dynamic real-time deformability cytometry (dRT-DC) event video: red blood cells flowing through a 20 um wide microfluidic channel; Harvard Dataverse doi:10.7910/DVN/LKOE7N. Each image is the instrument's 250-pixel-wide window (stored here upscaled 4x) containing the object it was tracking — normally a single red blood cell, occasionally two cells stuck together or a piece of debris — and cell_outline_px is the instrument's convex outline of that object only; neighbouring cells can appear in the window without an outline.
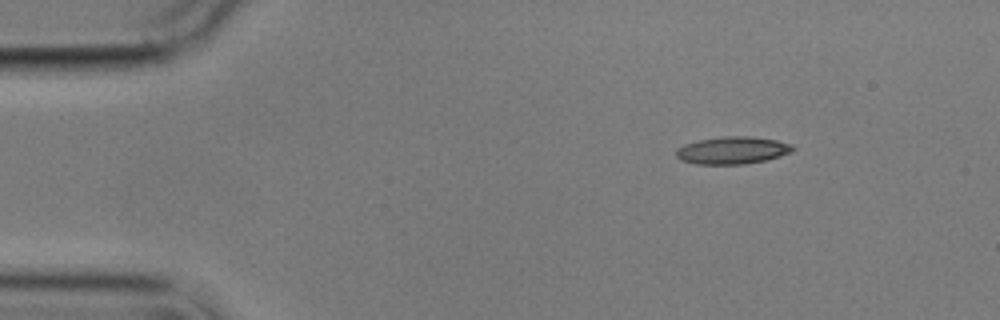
{"species": "common noctule bat (a hibernating species)", "species_latin": "Nyctalus noctula", "temperature_condition": "cold", "stored_images_in_passage": 2, "camera_frame_rate_fps": 3000, "um_per_image_px": 0.085, "animal": {"sex": "male", "body_mass_g": 17.9}, "frame": {"image": 1, "passage_image": 1, "time_ms": 0.0, "image_size_px": [1000, 320], "cell_outline_px": [[796, 148], [792, 152], [780, 156], [764, 160], [744, 164], [696, 164], [680, 160], [676, 156], [676, 148], [684, 144], [700, 140], [724, 136], [752, 136], [776, 140], [792, 144]], "centroid_in_image_um": [62.26, 12.77], "position_along_channel_um": 22.7, "area_um2": 18.67}}